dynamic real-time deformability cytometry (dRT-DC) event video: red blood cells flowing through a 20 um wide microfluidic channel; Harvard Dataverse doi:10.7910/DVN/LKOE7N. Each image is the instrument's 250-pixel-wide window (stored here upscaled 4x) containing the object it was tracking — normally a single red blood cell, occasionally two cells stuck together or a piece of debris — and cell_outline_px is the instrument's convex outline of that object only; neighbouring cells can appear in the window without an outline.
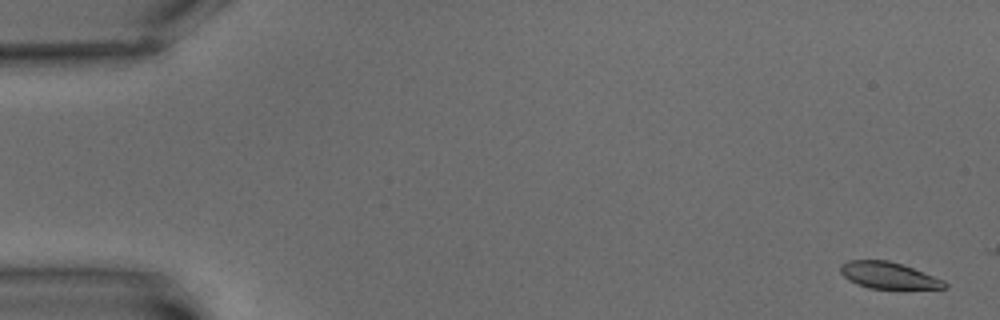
{"species": "common noctule bat (a hibernating species)", "species_latin": "Nyctalus noctula", "temperature_condition": "warm", "stored_images_in_passage": 8, "camera_frame_rate_fps": 3000, "um_per_image_px": 0.085, "animal": {"sex": "male", "body_mass_g": 15.6}, "frame": {"image": 1, "passage_image": 1, "time_ms": 0.0, "image_size_px": [1000, 320], "cell_outline_px": [[948, 288], [868, 288], [856, 284], [848, 280], [840, 272], [840, 264], [848, 260], [888, 260], [912, 268], [944, 280], [948, 284]], "centroid_in_image_um": [75.48, 23.4], "position_along_channel_um": 9.5, "area_um2": 15.95}}